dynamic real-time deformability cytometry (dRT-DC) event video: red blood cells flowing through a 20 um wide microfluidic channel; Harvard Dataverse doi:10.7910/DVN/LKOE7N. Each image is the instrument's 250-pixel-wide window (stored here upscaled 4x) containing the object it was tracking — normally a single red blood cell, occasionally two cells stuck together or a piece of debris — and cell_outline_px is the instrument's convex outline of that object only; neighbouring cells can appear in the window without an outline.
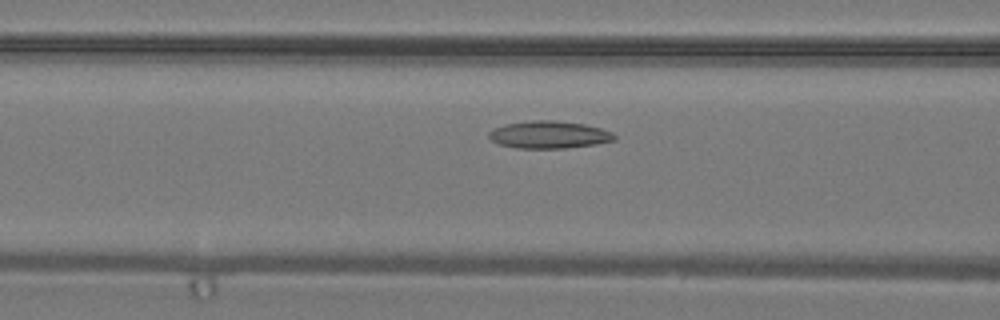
{"species": "common noctule bat (a hibernating species)", "species_latin": "Nyctalus noctula", "temperature_condition": "warm", "stored_images_in_passage": 24, "camera_frame_rate_fps": 3000, "um_per_image_px": 0.085, "animal": {"sex": "male", "body_mass_g": 19.2, "forearm_length_mm": 51.8}, "frame": {"image": 1, "passage_image": 13, "time_ms": 4.0, "image_size_px": [1000, 320], "cell_outline_px": [[616, 140], [596, 144], [564, 148], [516, 148], [500, 144], [492, 140], [488, 136], [488, 132], [492, 128], [504, 124], [532, 120], [556, 120], [584, 124], [600, 128], [612, 132], [616, 136]], "centroid_in_image_um": [46.66, 11.44], "position_along_channel_um": 119.9, "area_um2": 20.11}}
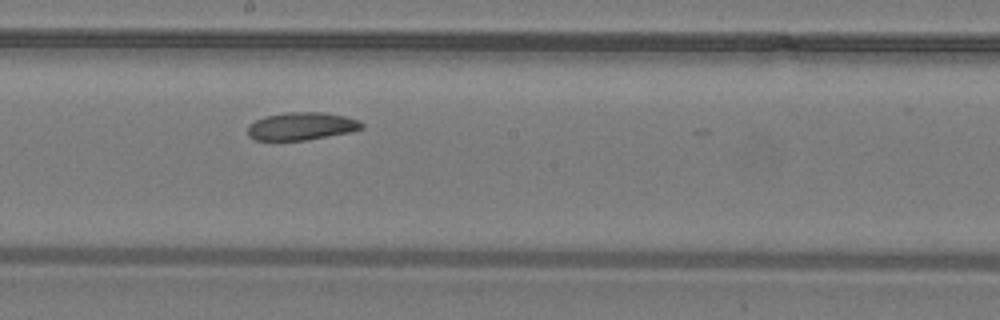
{"frame": {"image": 2, "passage_image": 19, "time_ms": 6.0, "image_size_px": [1000, 320], "cell_outline_px": [[364, 128], [348, 132], [304, 140], [256, 140], [248, 136], [248, 124], [264, 116], [288, 112], [324, 112], [344, 116], [360, 120], [364, 124]], "centroid_in_image_um": [25.62, 10.71], "position_along_channel_um": 222.6, "area_um2": 18.38}}
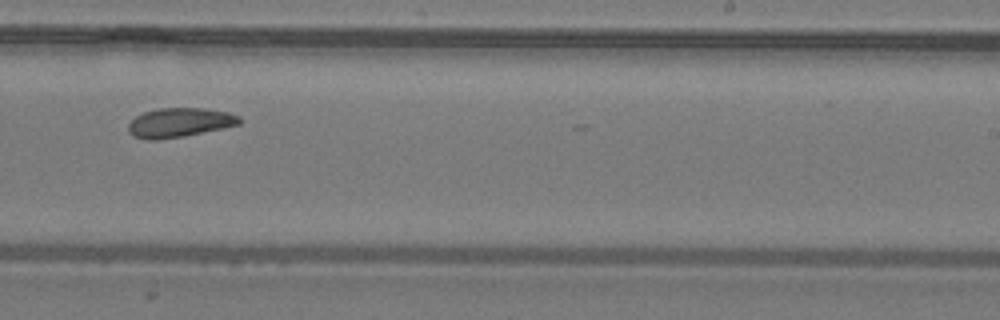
{"frame": {"image": 3, "passage_image": 22, "time_ms": 7.0, "image_size_px": [1000, 320], "cell_outline_px": [[240, 124], [184, 136], [156, 140], [148, 140], [132, 136], [128, 132], [128, 124], [136, 116], [144, 112], [156, 108], [204, 108], [228, 112], [240, 116]], "centroid_in_image_um": [15.22, 10.41], "position_along_channel_um": 273.8, "area_um2": 18.96}}